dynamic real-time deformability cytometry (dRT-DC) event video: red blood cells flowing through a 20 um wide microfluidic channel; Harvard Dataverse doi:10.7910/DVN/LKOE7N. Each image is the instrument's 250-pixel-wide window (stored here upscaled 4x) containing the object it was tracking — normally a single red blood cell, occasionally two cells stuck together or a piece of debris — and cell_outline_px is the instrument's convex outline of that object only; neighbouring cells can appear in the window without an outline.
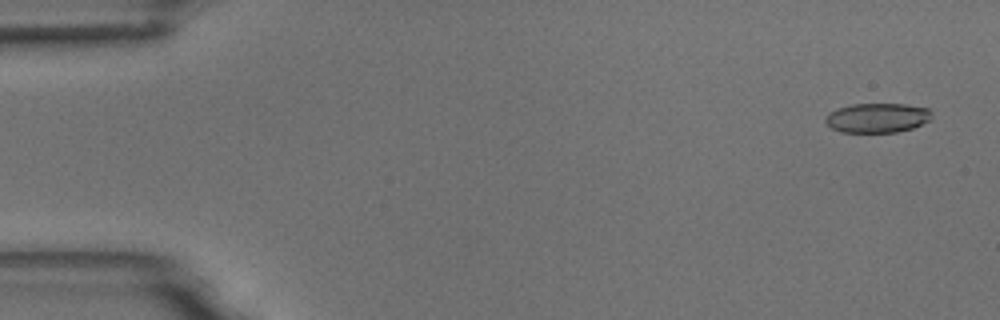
{"species": "common noctule bat (a hibernating species)", "species_latin": "Nyctalus noctula", "temperature_condition": "room temperature", "stored_images_in_passage": 5, "camera_frame_rate_fps": 3000, "um_per_image_px": 0.085, "animal": {"sex": "male", "body_mass_g": 18.8}, "frame": {"image": 1, "passage_image": 1, "time_ms": 0.0, "image_size_px": [1000, 320], "cell_outline_px": [[932, 120], [912, 128], [896, 132], [840, 132], [832, 128], [824, 120], [828, 112], [852, 104], [904, 104], [928, 108], [932, 112]], "centroid_in_image_um": [74.6, 10.02], "position_along_channel_um": 10.4, "area_um2": 18.32}}
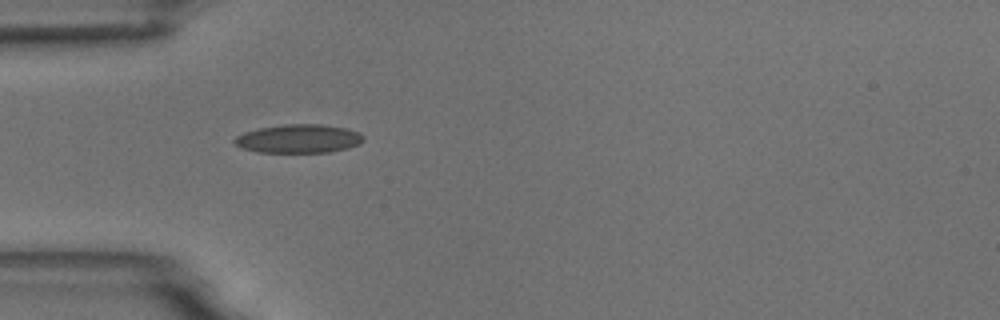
{"frame": {"image": 2, "passage_image": 5, "time_ms": 4.667, "image_size_px": [1000, 320], "cell_outline_px": [[364, 140], [360, 144], [348, 148], [328, 152], [260, 152], [240, 148], [232, 140], [236, 136], [244, 132], [260, 128], [284, 124], [324, 124], [348, 128], [360, 132], [364, 136]], "centroid_in_image_um": [25.42, 11.78], "position_along_channel_um": 59.6, "area_um2": 21.68}}